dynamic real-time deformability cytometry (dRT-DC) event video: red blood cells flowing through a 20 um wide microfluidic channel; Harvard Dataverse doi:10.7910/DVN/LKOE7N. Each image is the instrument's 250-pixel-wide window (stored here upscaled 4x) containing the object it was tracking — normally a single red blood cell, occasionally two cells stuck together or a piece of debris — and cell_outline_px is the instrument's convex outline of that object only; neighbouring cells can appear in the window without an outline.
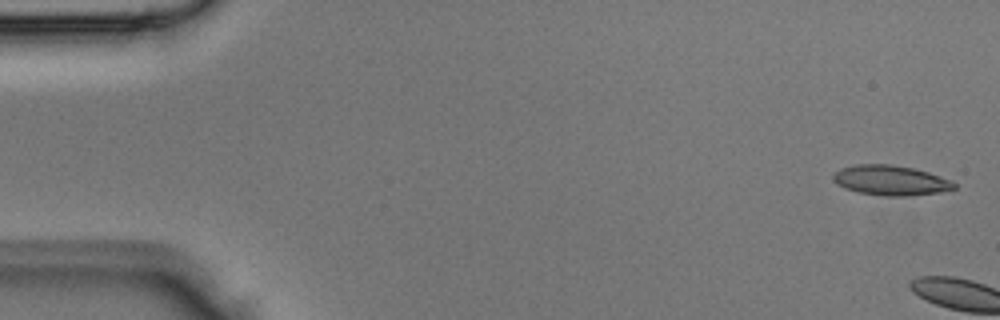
{"species": "Egyptian fruit bat (a non-hibernating species)", "species_latin": "Rousettus aegyptiacus", "temperature_condition": "room temperature", "stored_images_in_passage": 4, "camera_frame_rate_fps": 3000, "um_per_image_px": 0.085, "animal": {"sex": "male"}, "frame": {"image": 1, "passage_image": 1, "time_ms": 0.0, "image_size_px": [1000, 320], "cell_outline_px": [[956, 188], [940, 192], [912, 196], [884, 196], [860, 192], [844, 188], [836, 184], [832, 180], [832, 176], [840, 168], [856, 164], [888, 164], [912, 168], [928, 172], [952, 180], [956, 184]], "centroid_in_image_um": [75.7, 15.33], "position_along_channel_um": 9.3, "area_um2": 21.21}}
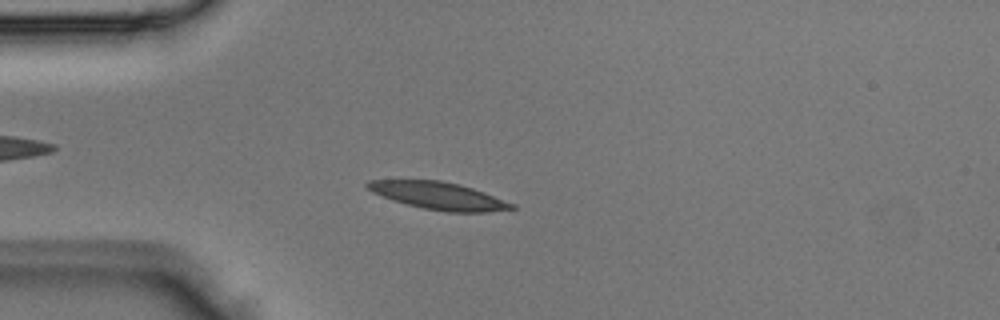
{"frame": {"image": 2, "passage_image": 4, "time_ms": 1.0, "image_size_px": [1000, 320], "cell_outline_px": [[516, 208], [484, 212], [448, 212], [424, 208], [392, 200], [372, 192], [364, 184], [368, 180], [440, 180], [460, 184], [484, 192], [516, 204]], "centroid_in_image_um": [37.29, 16.63], "position_along_channel_um": 47.7, "area_um2": 22.89}}